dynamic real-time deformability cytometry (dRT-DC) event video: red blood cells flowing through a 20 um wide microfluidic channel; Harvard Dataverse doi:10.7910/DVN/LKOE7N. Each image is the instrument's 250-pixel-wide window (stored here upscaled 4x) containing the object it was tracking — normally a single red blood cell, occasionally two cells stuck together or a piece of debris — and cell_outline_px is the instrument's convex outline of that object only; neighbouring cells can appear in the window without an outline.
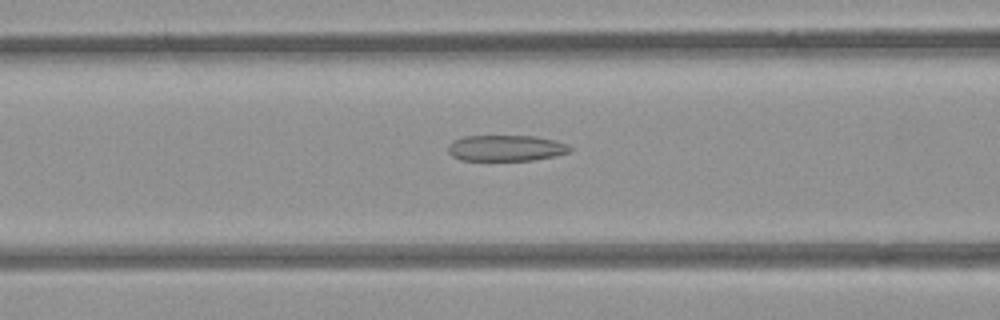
{"species": "common noctule bat (a hibernating species)", "species_latin": "Nyctalus noctula", "temperature_condition": "room temperature", "stored_images_in_passage": 34, "camera_frame_rate_fps": 3000, "um_per_image_px": 0.085, "animal": {"sex": "female", "body_mass_g": 21.9}, "frame": {"image": 1, "passage_image": 13, "time_ms": 4.0, "image_size_px": [1000, 320], "cell_outline_px": [[572, 148], [568, 152], [556, 156], [532, 160], [460, 160], [452, 156], [448, 152], [448, 144], [464, 136], [536, 136], [568, 144]], "centroid_in_image_um": [43.0, 12.59], "position_along_channel_um": 123.6, "area_um2": 18.38}}
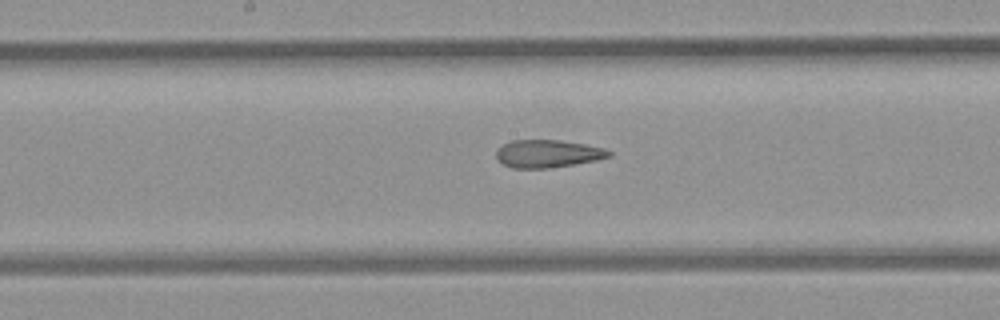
{"frame": {"image": 2, "passage_image": 19, "time_ms": 6.0, "image_size_px": [1000, 320], "cell_outline_px": [[612, 156], [596, 160], [548, 168], [512, 168], [504, 164], [496, 156], [496, 148], [512, 140], [560, 140], [584, 144], [604, 148], [612, 152]], "centroid_in_image_um": [46.55, 13.05], "position_along_channel_um": 201.6, "area_um2": 18.09}}
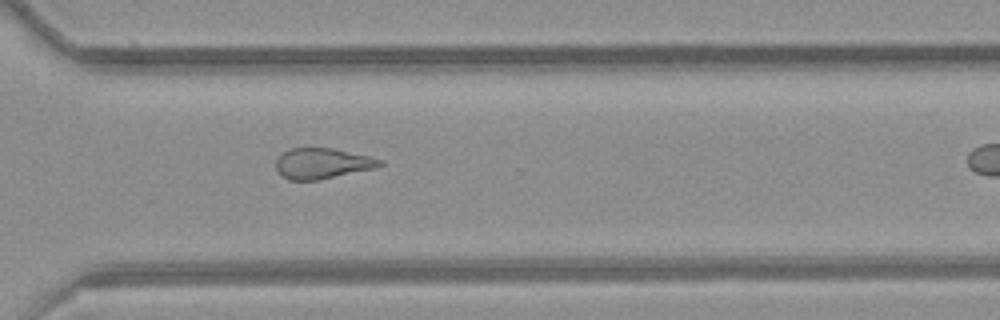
{"frame": {"image": 3, "passage_image": 30, "time_ms": 9.667, "image_size_px": [1000, 320], "cell_outline_px": [[384, 164], [380, 168], [320, 180], [288, 180], [276, 168], [276, 160], [284, 152], [292, 148], [332, 148], [368, 156], [384, 160]], "centroid_in_image_um": [27.48, 13.91], "position_along_channel_um": 343.1, "area_um2": 18.67}}